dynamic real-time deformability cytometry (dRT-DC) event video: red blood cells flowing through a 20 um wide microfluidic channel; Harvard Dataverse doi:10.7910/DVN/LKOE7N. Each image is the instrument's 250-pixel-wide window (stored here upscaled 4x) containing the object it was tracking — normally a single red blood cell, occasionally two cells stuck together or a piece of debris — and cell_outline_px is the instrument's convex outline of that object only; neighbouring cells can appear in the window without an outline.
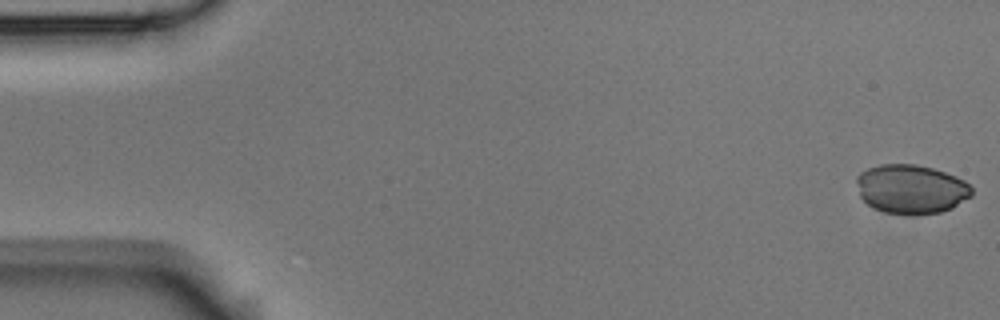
{"species": "Egyptian fruit bat (a non-hibernating species)", "species_latin": "Rousettus aegyptiacus", "temperature_condition": "room temperature", "stored_images_in_passage": 56, "camera_frame_rate_fps": 3000, "um_per_image_px": 0.085, "animal": {"sex": "male"}, "frame": {"image": 1, "passage_image": 1, "time_ms": 0.0, "image_size_px": [1000, 320], "cell_outline_px": [[972, 196], [952, 208], [940, 212], [884, 212], [868, 204], [860, 196], [856, 180], [856, 176], [860, 172], [868, 168], [880, 164], [916, 164], [932, 168], [956, 176], [964, 180], [972, 188]], "centroid_in_image_um": [77.45, 16.03], "position_along_channel_um": 7.6, "area_um2": 32.37}}
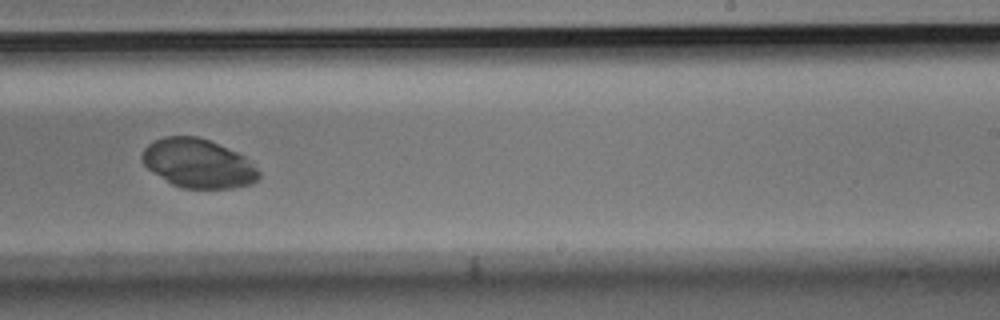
{"frame": {"image": 2, "passage_image": 35, "time_ms": 11.333, "image_size_px": [1000, 320], "cell_outline_px": [[260, 176], [252, 184], [232, 188], [180, 188], [172, 184], [148, 168], [144, 164], [140, 156], [144, 148], [148, 144], [164, 136], [196, 136], [208, 140], [236, 152], [244, 156], [260, 172]], "centroid_in_image_um": [16.83, 13.89], "position_along_channel_um": 272.2, "area_um2": 33.0}}
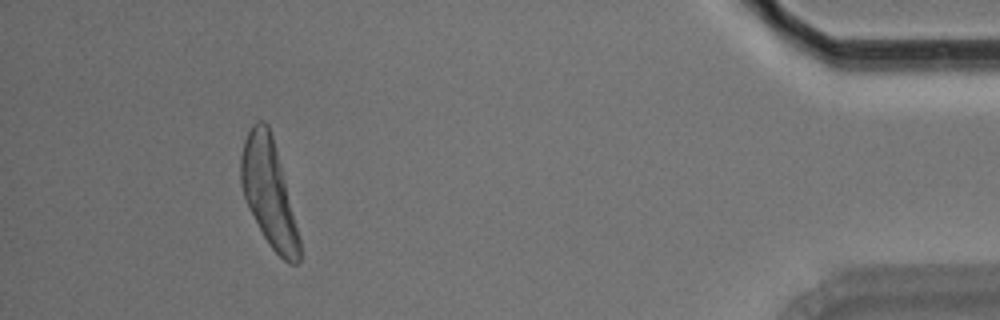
{"frame": {"image": 3, "passage_image": 52, "time_ms": 17.0, "image_size_px": [1000, 320], "cell_outline_px": [[300, 260], [296, 264], [288, 264], [272, 248], [264, 236], [244, 196], [240, 184], [240, 156], [244, 140], [252, 124], [256, 120], [264, 120], [268, 124], [272, 136], [284, 180], [300, 240]], "centroid_in_image_um": [22.82, 16.34], "position_along_channel_um": 412.4, "area_um2": 35.49}}